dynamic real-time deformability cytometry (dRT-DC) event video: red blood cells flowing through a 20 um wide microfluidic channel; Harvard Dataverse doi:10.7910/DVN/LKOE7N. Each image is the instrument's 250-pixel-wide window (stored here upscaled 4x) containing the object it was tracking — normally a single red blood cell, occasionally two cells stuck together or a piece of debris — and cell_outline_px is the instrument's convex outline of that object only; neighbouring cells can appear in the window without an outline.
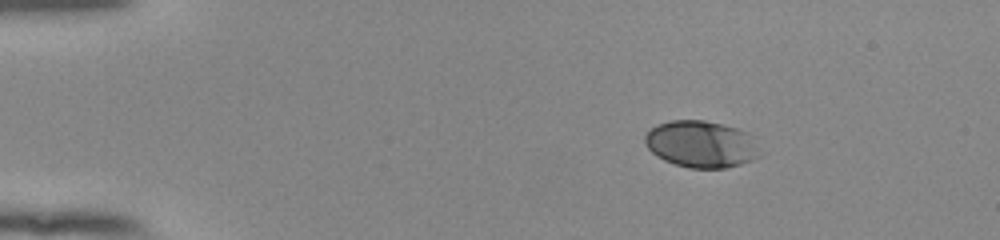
{"species": "human", "species_latin": "Homo sapiens", "temperature_condition": "room temperature", "stored_images_in_passage": 46, "camera_frame_rate_fps": 3000, "um_per_image_px": 0.085, "donor": {"sex": "female"}, "frame": {"image": 1, "passage_image": 1, "time_ms": 0.0, "image_size_px": [1000, 240], "cell_outline_px": [[760, 156], [752, 160], [740, 164], [724, 168], [688, 168], [664, 160], [656, 156], [644, 144], [644, 136], [656, 124], [672, 120], [704, 120], [724, 124], [748, 132], [760, 152]], "centroid_in_image_um": [59.58, 12.25], "position_along_channel_um": 25.4, "area_um2": 31.39}}
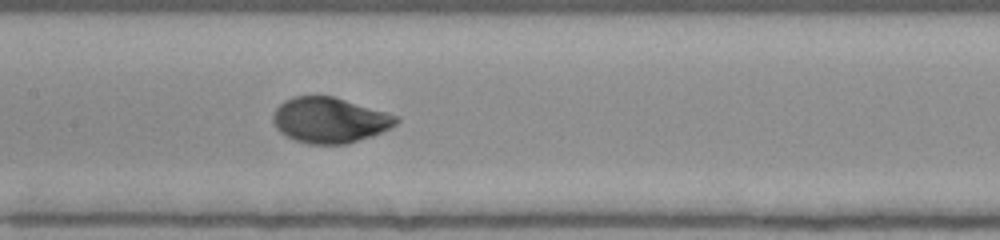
{"frame": {"image": 2, "passage_image": 20, "time_ms": 6.333, "image_size_px": [1000, 240], "cell_outline_px": [[400, 120], [396, 124], [372, 136], [344, 144], [308, 144], [284, 136], [276, 128], [272, 120], [272, 116], [276, 108], [284, 100], [292, 96], [332, 96], [400, 116]], "centroid_in_image_um": [27.99, 10.21], "position_along_channel_um": 179.4, "area_um2": 32.6}}
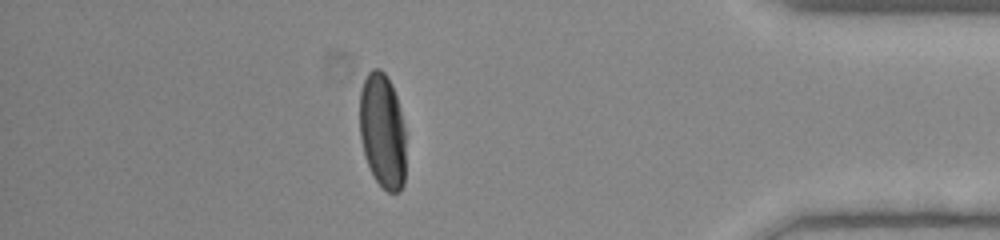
{"frame": {"image": 3, "passage_image": 40, "time_ms": 13.0, "image_size_px": [1000, 240], "cell_outline_px": [[404, 184], [400, 192], [388, 192], [372, 176], [364, 156], [360, 136], [360, 88], [368, 72], [372, 68], [380, 68], [384, 72], [392, 84], [396, 96], [404, 124]], "centroid_in_image_um": [32.49, 11.12], "position_along_channel_um": 402.7, "area_um2": 31.1}, "authors_computed_cell_mechanics": {"area_um2": 32.0501, "velocity_mm_per_s": 3.8695, "shape_relaxation_time_tau1_ms": 3.0538, "shape_relaxation_time_tau2_ms": null, "deformation_change_tau1": 0.1644, "deformation_change_tau2": null}}